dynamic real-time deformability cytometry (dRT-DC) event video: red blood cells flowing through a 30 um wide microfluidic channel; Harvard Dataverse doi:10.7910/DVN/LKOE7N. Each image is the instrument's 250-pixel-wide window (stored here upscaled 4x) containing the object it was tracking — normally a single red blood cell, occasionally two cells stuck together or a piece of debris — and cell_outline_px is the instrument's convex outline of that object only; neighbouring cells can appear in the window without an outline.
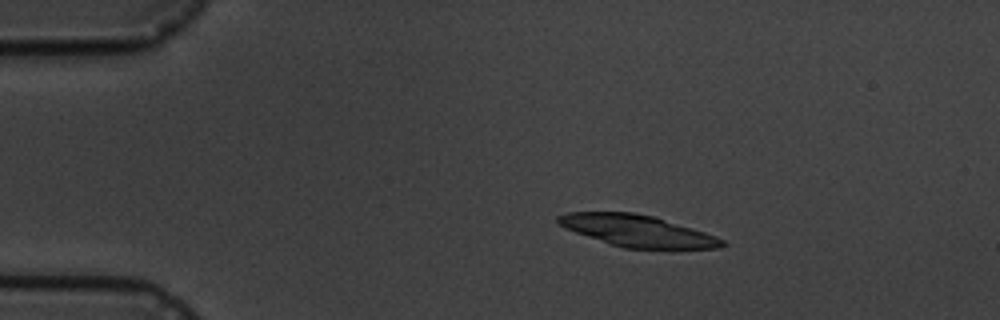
{"species": "common noctule bat (a hibernating species)", "species_latin": "Nyctalus noctula", "temperature_condition": "cold", "stored_images_in_passage": 6, "camera_frame_rate_fps": 3000, "um_per_image_px": 0.085, "animal": {"sex": "male", "body_mass_g": 19.5, "forearm_length_mm": 54.6}, "frame": {"image": 1, "passage_image": 3, "time_ms": 2.333, "image_size_px": [1000, 320], "cell_outline_px": [[728, 244], [720, 248], [624, 248], [608, 244], [576, 232], [560, 224], [556, 220], [556, 216], [564, 212], [632, 212], [656, 216], [716, 236], [724, 240]], "centroid_in_image_um": [54.18, 19.61], "position_along_channel_um": 30.8, "area_um2": 30.11}}